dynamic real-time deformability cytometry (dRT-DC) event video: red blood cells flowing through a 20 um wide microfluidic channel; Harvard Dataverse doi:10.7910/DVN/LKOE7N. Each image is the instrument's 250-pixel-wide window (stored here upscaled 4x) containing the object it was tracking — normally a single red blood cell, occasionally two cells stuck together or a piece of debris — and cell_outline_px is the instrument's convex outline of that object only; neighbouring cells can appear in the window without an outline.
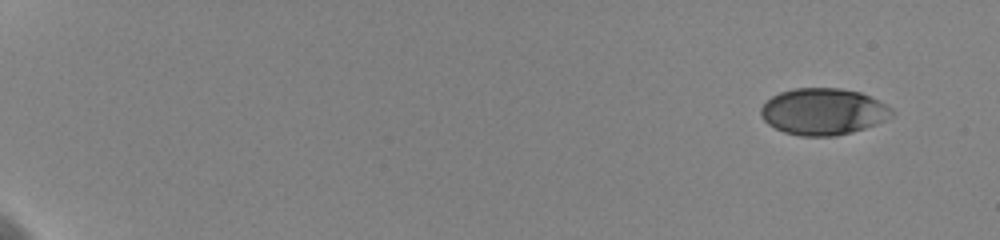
{"species": "human", "species_latin": "Homo sapiens", "temperature_condition": "cold", "stored_images_in_passage": 56, "camera_frame_rate_fps": 3000, "um_per_image_px": 0.085, "donor": {"sex": "female"}, "frame": {"image": 1, "passage_image": 1, "time_ms": 0.0, "image_size_px": [1000, 240], "cell_outline_px": [[896, 112], [892, 116], [876, 124], [852, 132], [832, 136], [800, 136], [784, 132], [768, 124], [760, 116], [760, 108], [772, 96], [780, 92], [796, 88], [840, 88], [860, 92], [892, 108]], "centroid_in_image_um": [69.96, 9.49], "position_along_channel_um": 15.0, "area_um2": 35.43}}
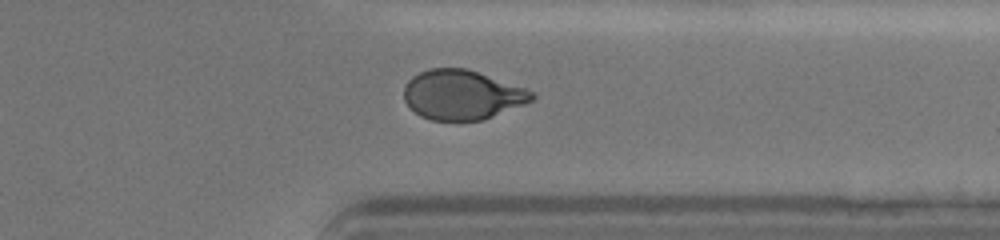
{"frame": {"image": 2, "passage_image": 46, "time_ms": 15.0, "image_size_px": [1000, 240], "cell_outline_px": [[536, 96], [532, 100], [524, 104], [480, 120], [432, 120], [420, 116], [404, 100], [404, 84], [412, 76], [428, 68], [468, 68], [536, 92]], "centroid_in_image_um": [39.26, 8.04], "position_along_channel_um": 372.1, "area_um2": 36.76}}
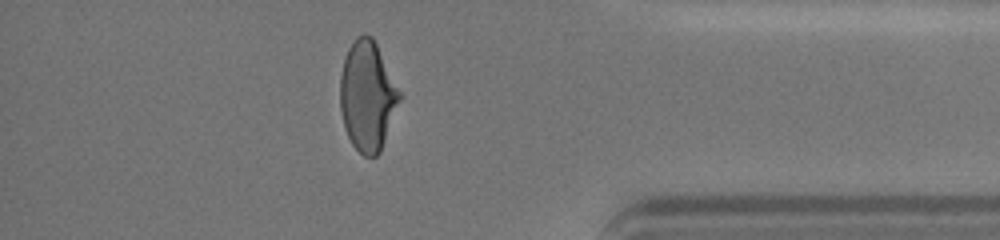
{"frame": {"image": 3, "passage_image": 50, "time_ms": 16.333, "image_size_px": [1000, 240], "cell_outline_px": [[400, 100], [380, 152], [376, 156], [364, 156], [352, 144], [344, 128], [340, 108], [340, 76], [344, 60], [348, 48], [356, 36], [372, 36], [400, 92]], "centroid_in_image_um": [31.21, 8.18], "position_along_channel_um": 404.0, "area_um2": 37.4}, "authors_computed_cell_mechanics": {"area_um2": 37.4833, "velocity_mm_per_s": 3.6022, "shape_relaxation_time_tau1_ms": 4.2208, "shape_relaxation_time_tau2_ms": 0.963, "deformation_change_tau1": 0.1648, "deformation_change_tau2": 0.0523}}